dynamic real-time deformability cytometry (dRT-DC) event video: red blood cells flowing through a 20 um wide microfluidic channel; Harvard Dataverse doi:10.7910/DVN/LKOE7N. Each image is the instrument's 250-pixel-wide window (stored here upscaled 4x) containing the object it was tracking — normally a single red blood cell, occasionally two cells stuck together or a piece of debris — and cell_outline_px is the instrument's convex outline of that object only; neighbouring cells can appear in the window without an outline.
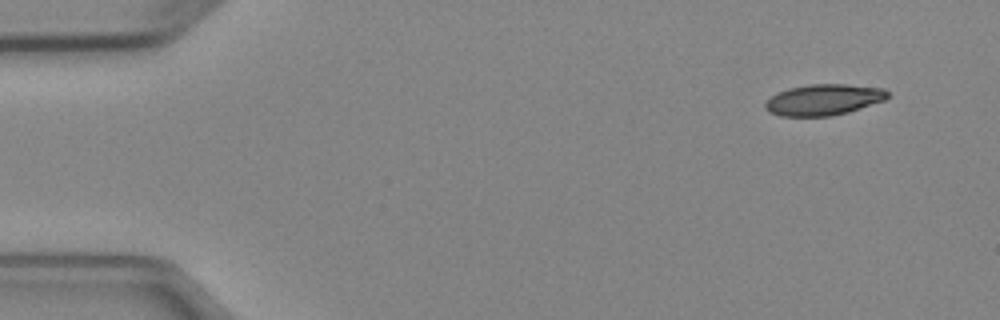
{"species": "Egyptian fruit bat (a non-hibernating species)", "species_latin": "Rousettus aegyptiacus", "temperature_condition": "cold", "stored_images_in_passage": 4, "camera_frame_rate_fps": 3000, "um_per_image_px": 0.085, "animal": {"sex": "female"}, "frame": {"image": 1, "passage_image": 1, "time_ms": 0.0, "image_size_px": [1000, 320], "cell_outline_px": [[888, 96], [884, 100], [848, 112], [832, 116], [780, 116], [768, 112], [764, 108], [764, 104], [776, 92], [788, 88], [808, 84], [844, 84], [884, 88], [888, 92]], "centroid_in_image_um": [69.97, 8.47], "position_along_channel_um": 15.0, "area_um2": 22.2}}
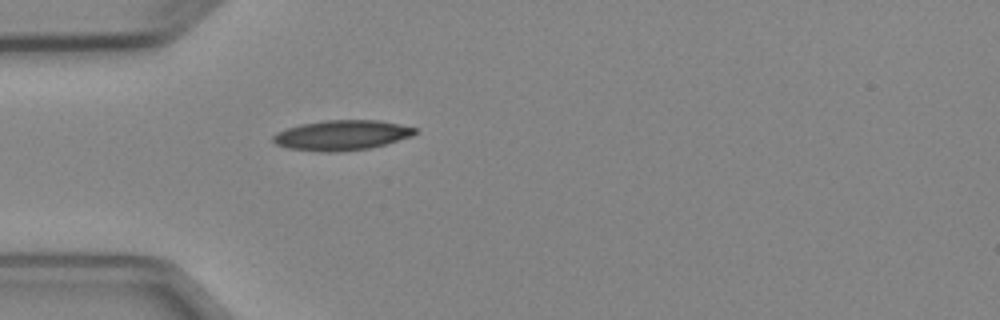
{"frame": {"image": 2, "passage_image": 4, "time_ms": 3.667, "image_size_px": [1000, 320], "cell_outline_px": [[416, 132], [412, 136], [384, 144], [368, 148], [336, 152], [320, 152], [288, 148], [276, 144], [272, 140], [272, 136], [276, 132], [300, 124], [324, 120], [380, 120], [416, 128]], "centroid_in_image_um": [29.01, 11.49], "position_along_channel_um": 56.0, "area_um2": 24.74}}